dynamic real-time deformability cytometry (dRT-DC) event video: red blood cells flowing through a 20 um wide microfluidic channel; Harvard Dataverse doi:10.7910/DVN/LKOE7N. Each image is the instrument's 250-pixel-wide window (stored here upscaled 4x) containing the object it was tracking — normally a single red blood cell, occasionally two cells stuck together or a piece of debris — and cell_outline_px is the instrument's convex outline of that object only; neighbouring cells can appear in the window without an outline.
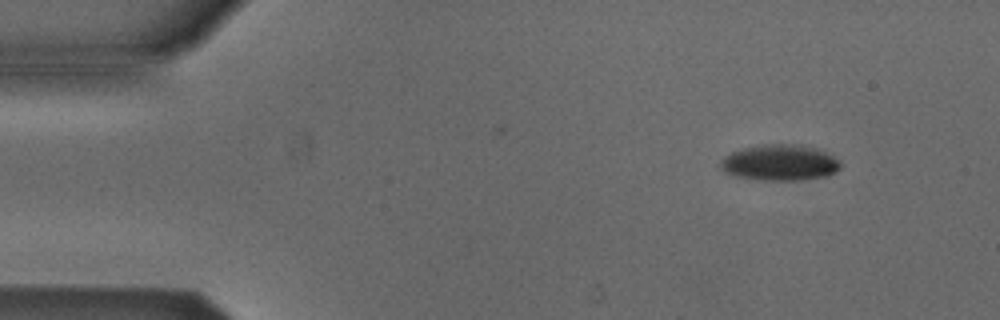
{"species": "Egyptian fruit bat (a non-hibernating species)", "species_latin": "Rousettus aegyptiacus", "temperature_condition": "cold", "stored_images_in_passage": 4, "camera_frame_rate_fps": 3000, "um_per_image_px": 0.085, "animal": {"sex": "male"}, "frame": {"image": 1, "passage_image": 1, "time_ms": 0.0, "image_size_px": [1000, 320], "cell_outline_px": [[840, 168], [836, 172], [828, 176], [800, 180], [760, 180], [736, 176], [724, 172], [720, 168], [720, 164], [724, 156], [732, 152], [744, 148], [768, 144], [792, 144], [816, 148], [840, 160]], "centroid_in_image_um": [66.29, 13.84], "position_along_channel_um": 18.7, "area_um2": 25.03}}